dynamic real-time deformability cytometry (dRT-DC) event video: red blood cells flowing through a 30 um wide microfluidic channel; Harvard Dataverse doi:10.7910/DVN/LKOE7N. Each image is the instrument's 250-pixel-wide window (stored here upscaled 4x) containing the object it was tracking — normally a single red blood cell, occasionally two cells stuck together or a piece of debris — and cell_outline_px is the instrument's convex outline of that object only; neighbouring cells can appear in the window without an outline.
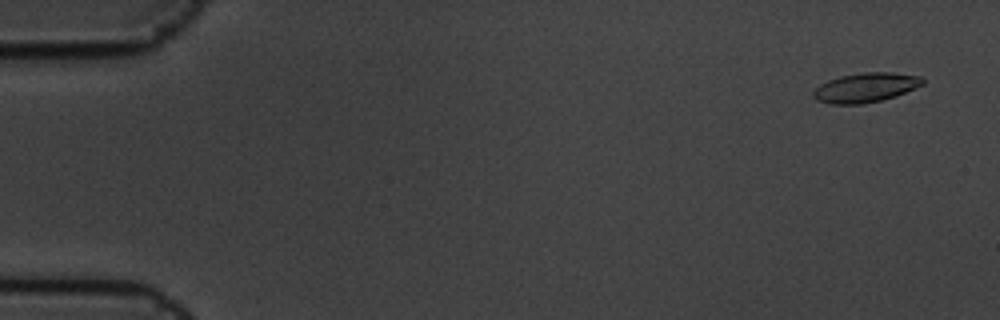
{"species": "common noctule bat (a hibernating species)", "species_latin": "Nyctalus noctula", "temperature_condition": "cold", "stored_images_in_passage": 6, "camera_frame_rate_fps": 3000, "um_per_image_px": 0.085, "animal": {"sex": "male", "body_mass_g": 19.5, "forearm_length_mm": 54.6}, "frame": {"image": 1, "passage_image": 1, "time_ms": 0.0, "image_size_px": [1000, 320], "cell_outline_px": [[924, 84], [896, 96], [880, 100], [860, 104], [832, 104], [816, 100], [812, 96], [812, 92], [820, 84], [828, 80], [840, 76], [864, 72], [892, 72], [920, 76], [924, 80]], "centroid_in_image_um": [73.56, 7.44], "position_along_channel_um": 11.4, "area_um2": 18.73}}
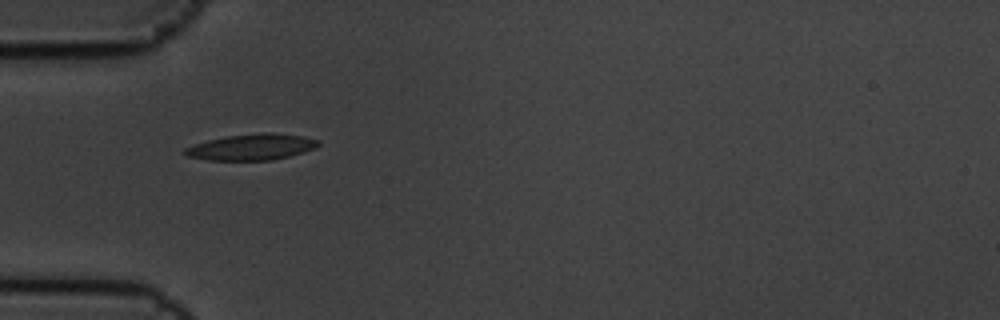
{"frame": {"image": 2, "passage_image": 5, "time_ms": 1.333, "image_size_px": [1000, 320], "cell_outline_px": [[320, 144], [316, 148], [304, 152], [272, 160], [208, 160], [188, 156], [180, 152], [184, 148], [208, 140], [228, 136], [264, 132], [268, 132], [304, 136], [320, 140]], "centroid_in_image_um": [21.41, 12.5], "position_along_channel_um": 63.6, "area_um2": 20.29}}
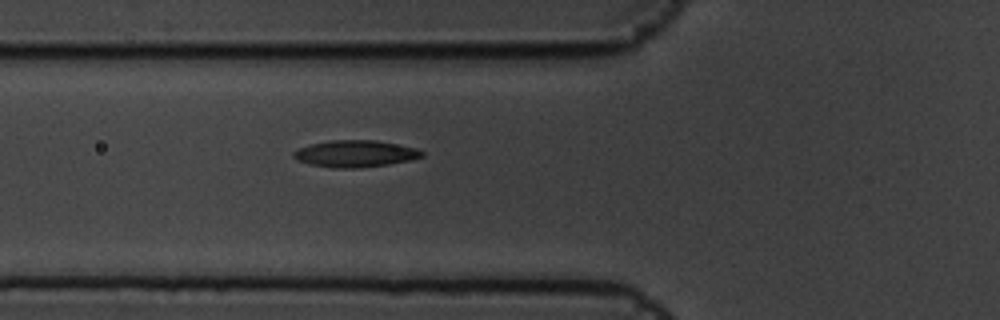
{"frame": {"image": 3, "passage_image": 6, "time_ms": 1.667, "image_size_px": [1000, 320], "cell_outline_px": [[424, 156], [412, 160], [388, 164], [360, 168], [332, 168], [312, 164], [296, 160], [292, 156], [292, 152], [300, 148], [312, 144], [328, 140], [376, 140], [416, 148], [424, 152]], "centroid_in_image_um": [30.21, 13.06], "position_along_channel_um": 95.6, "area_um2": 20.06}}